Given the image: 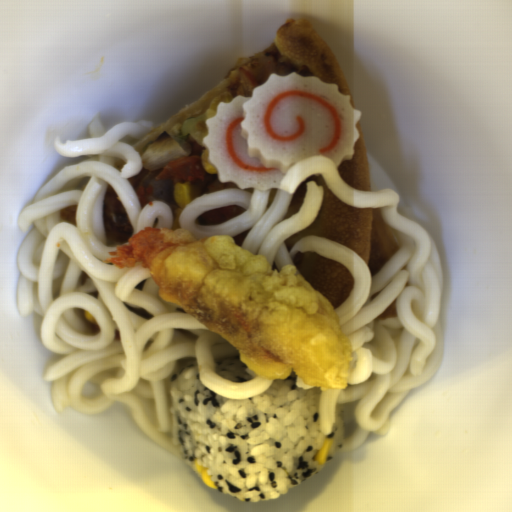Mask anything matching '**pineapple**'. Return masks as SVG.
Listing matches in <instances>:
<instances>
[{
	"mask_svg": "<svg viewBox=\"0 0 512 512\" xmlns=\"http://www.w3.org/2000/svg\"><path fill=\"white\" fill-rule=\"evenodd\" d=\"M190 149H185L169 133L163 132L140 156L142 166L148 171L159 170L181 158L188 157Z\"/></svg>",
	"mask_w": 512,
	"mask_h": 512,
	"instance_id": "pineapple-1",
	"label": "pineapple"
}]
</instances>
